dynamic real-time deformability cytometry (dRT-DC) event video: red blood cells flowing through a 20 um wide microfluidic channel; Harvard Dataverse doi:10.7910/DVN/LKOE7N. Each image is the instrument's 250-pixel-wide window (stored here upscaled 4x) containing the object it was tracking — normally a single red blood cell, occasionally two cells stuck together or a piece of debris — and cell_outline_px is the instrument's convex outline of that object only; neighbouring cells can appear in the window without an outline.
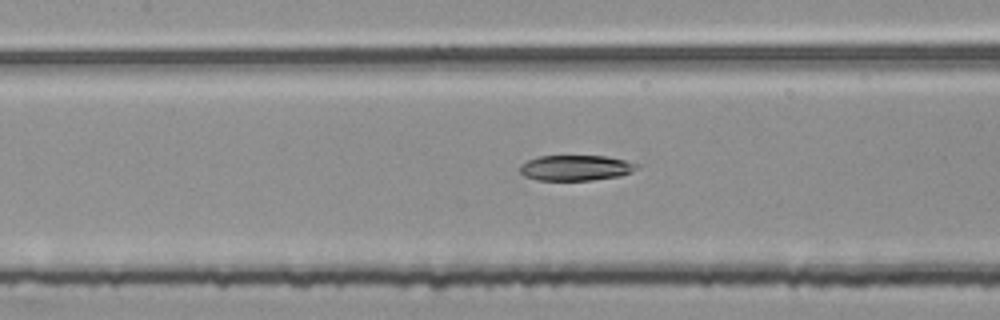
{"species": "common noctule bat (a hibernating species)", "species_latin": "Nyctalus noctula", "temperature_condition": "room temperature", "stored_images_in_passage": 54, "segment_of_instrument_passage": [2, 2], "camera_frame_rate_fps": 3000, "um_per_image_px": 0.085, "animal": {"sex": "female", "body_mass_g": 25.1}, "frame": {"image": 1, "passage_image": 25, "time_ms": 8.0, "image_size_px": [1000, 320], "cell_outline_px": [[640, 168], [632, 172], [620, 176], [592, 180], [536, 180], [524, 176], [520, 172], [520, 164], [528, 160], [540, 156], [608, 156], [640, 164]], "centroid_in_image_um": [48.97, 14.27], "position_along_channel_um": 158.4, "area_um2": 17.51}}
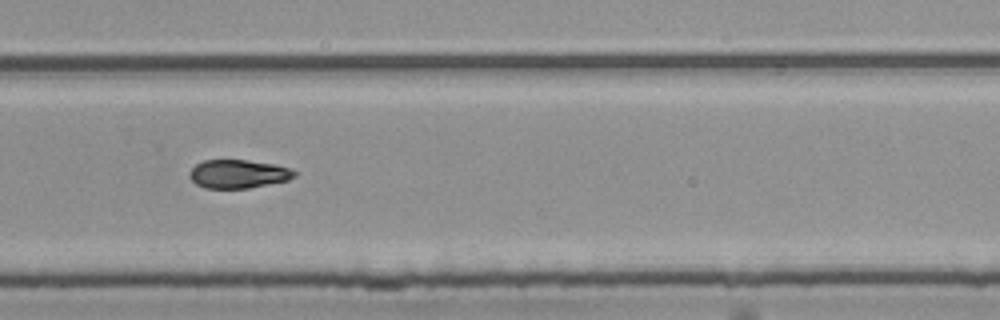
{"frame": {"image": 2, "passage_image": 37, "time_ms": 12.0, "image_size_px": [1000, 320], "cell_outline_px": [[300, 172], [296, 176], [288, 180], [248, 188], [204, 188], [196, 184], [188, 176], [188, 172], [196, 164], [204, 160], [244, 160], [276, 164]], "centroid_in_image_um": [20.26, 14.78], "position_along_channel_um": 309.5, "area_um2": 17.51}}
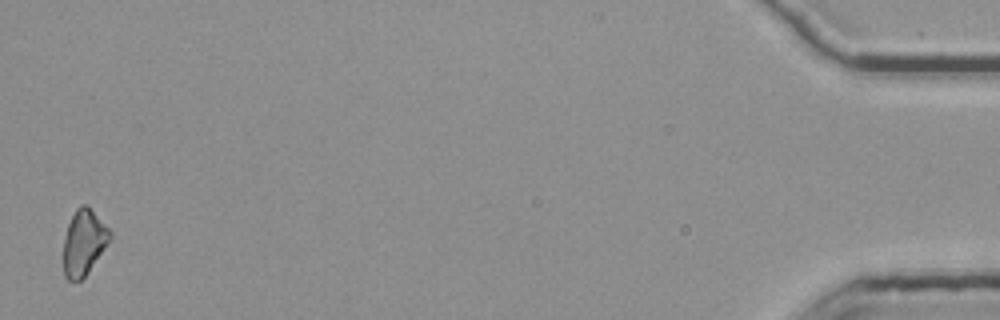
{"frame": {"image": 3, "passage_image": 54, "time_ms": 17.667, "image_size_px": [1000, 320], "cell_outline_px": [[112, 236], [88, 272], [80, 280], [68, 280], [64, 276], [64, 236], [68, 224], [76, 208], [80, 204], [88, 204], [112, 232]], "centroid_in_image_um": [7.12, 20.56], "position_along_channel_um": 428.1, "area_um2": 17.63}}